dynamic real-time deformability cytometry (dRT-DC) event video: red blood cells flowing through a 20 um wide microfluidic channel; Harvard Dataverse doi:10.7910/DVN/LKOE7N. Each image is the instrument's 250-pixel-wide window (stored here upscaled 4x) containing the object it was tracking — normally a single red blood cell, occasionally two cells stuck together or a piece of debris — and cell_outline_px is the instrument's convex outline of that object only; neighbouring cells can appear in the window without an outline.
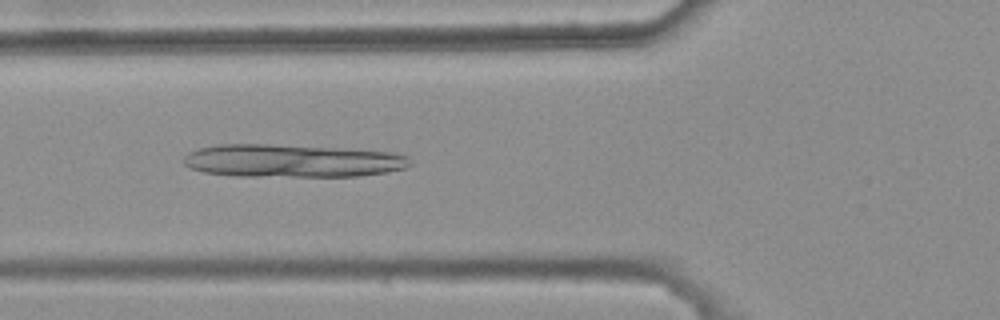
{"species": "common noctule bat (a hibernating species)", "species_latin": "Nyctalus noctula", "temperature_condition": "warm", "stored_images_in_passage": 39, "camera_frame_rate_fps": 3000, "um_per_image_px": 0.085, "animal": {"sex": "female", "body_mass_g": 25.1}, "frame": {"image": 1, "passage_image": 15, "time_ms": 4.667, "image_size_px": [1000, 320], "cell_outline_px": [[412, 164], [404, 168], [388, 172], [360, 176], [232, 176], [204, 172], [192, 168], [184, 164], [184, 156], [188, 152], [200, 148], [216, 144], [268, 144], [340, 148], [392, 152], [408, 156]], "centroid_in_image_um": [24.83, 13.67], "position_along_channel_um": 101.0, "area_um2": 43.58}}
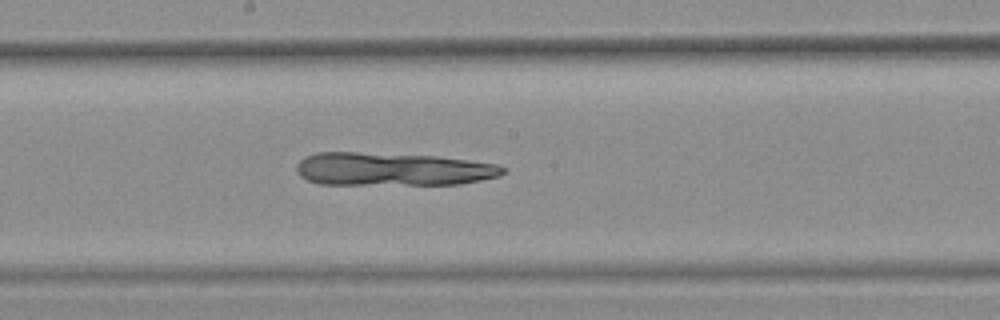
{"frame": {"image": 2, "passage_image": 24, "time_ms": 7.667, "image_size_px": [1000, 320], "cell_outline_px": [[508, 168], [500, 176], [460, 184], [320, 184], [308, 180], [300, 176], [296, 172], [296, 164], [304, 156], [316, 152], [356, 152], [436, 156], [496, 164]], "centroid_in_image_um": [33.33, 14.37], "position_along_channel_um": 214.9, "area_um2": 39.88}}
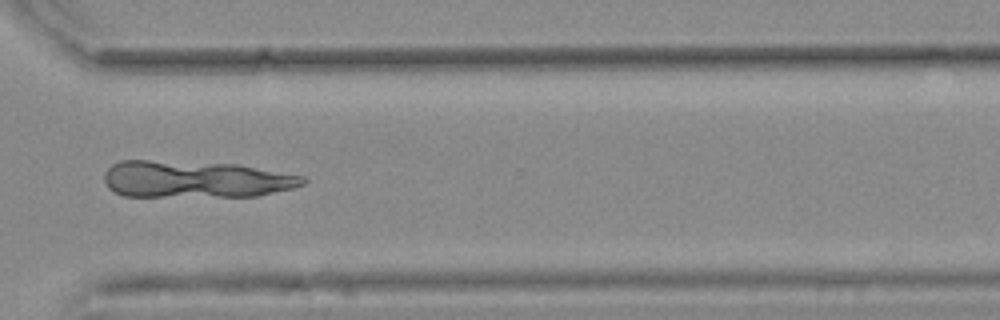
{"frame": {"image": 3, "passage_image": 35, "time_ms": 11.333, "image_size_px": [1000, 320], "cell_outline_px": [[308, 180], [304, 184], [292, 188], [256, 196], [124, 196], [108, 188], [104, 180], [104, 172], [112, 164], [120, 160], [148, 160], [236, 164], [304, 176]], "centroid_in_image_um": [16.58, 15.23], "position_along_channel_um": 354.0, "area_um2": 42.66}}